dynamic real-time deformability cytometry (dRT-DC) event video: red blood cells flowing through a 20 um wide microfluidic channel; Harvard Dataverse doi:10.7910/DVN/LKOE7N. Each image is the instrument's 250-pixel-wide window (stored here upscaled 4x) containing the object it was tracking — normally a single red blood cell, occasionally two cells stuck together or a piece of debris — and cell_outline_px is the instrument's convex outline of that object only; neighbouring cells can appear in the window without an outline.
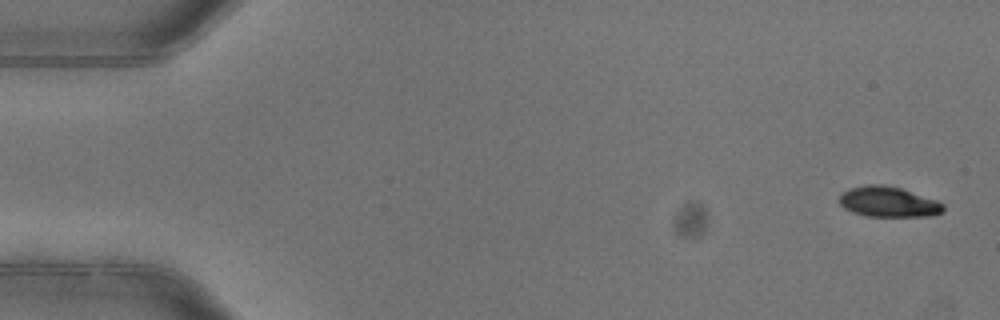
{"species": "common noctule bat (a hibernating species)", "species_latin": "Nyctalus noctula", "temperature_condition": "warm", "stored_images_in_passage": 4, "camera_frame_rate_fps": 3000, "um_per_image_px": 0.085, "animal": {"sex": "female"}, "frame": {"image": 1, "passage_image": 1, "time_ms": 0.0, "image_size_px": [1000, 320], "cell_outline_px": [[944, 212], [932, 216], [868, 216], [852, 212], [844, 208], [840, 204], [840, 196], [848, 188], [868, 184], [884, 184], [900, 188], [936, 200], [944, 204]], "centroid_in_image_um": [75.52, 17.16], "position_along_channel_um": 9.5, "area_um2": 18.38}}
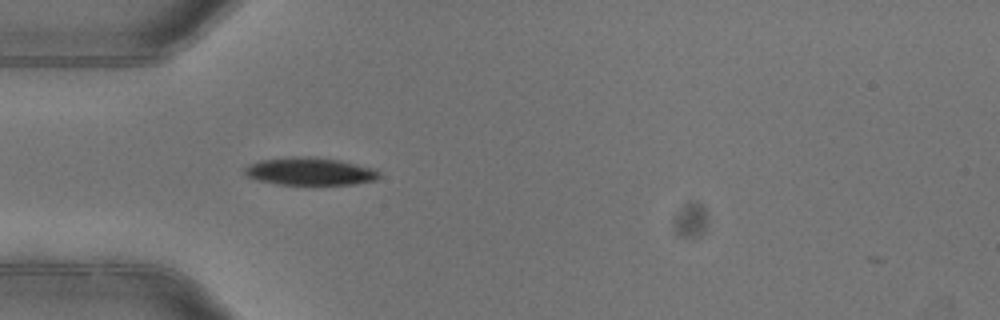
{"frame": {"image": 2, "passage_image": 4, "time_ms": 1.0, "image_size_px": [1000, 320], "cell_outline_px": [[380, 176], [376, 180], [356, 184], [276, 184], [260, 180], [248, 176], [244, 172], [244, 168], [248, 164], [260, 160], [288, 156], [316, 156], [340, 160], [376, 168], [380, 172]], "centroid_in_image_um": [26.38, 14.54], "position_along_channel_um": 58.6, "area_um2": 21.96}}